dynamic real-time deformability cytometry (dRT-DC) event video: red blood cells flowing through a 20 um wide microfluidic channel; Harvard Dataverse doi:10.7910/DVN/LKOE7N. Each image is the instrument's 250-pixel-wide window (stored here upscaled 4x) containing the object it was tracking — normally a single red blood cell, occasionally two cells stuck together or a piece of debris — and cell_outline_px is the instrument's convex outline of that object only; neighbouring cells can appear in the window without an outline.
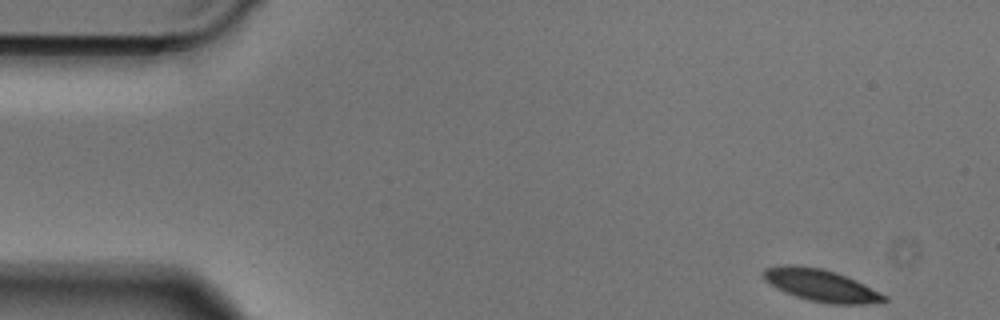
{"species": "Egyptian fruit bat (a non-hibernating species)", "species_latin": "Rousettus aegyptiacus", "temperature_condition": "cold", "stored_images_in_passage": 46, "camera_frame_rate_fps": 3000, "um_per_image_px": 0.085, "animal": {"sex": "male"}, "frame": {"image": 1, "passage_image": 1, "time_ms": 0.0, "image_size_px": [1000, 320], "cell_outline_px": [[888, 300], [864, 304], [828, 304], [808, 300], [784, 292], [776, 288], [764, 280], [764, 268], [784, 264], [788, 264], [824, 268], [836, 272], [856, 280], [888, 296]], "centroid_in_image_um": [69.77, 24.25], "position_along_channel_um": 15.2, "area_um2": 22.66}}
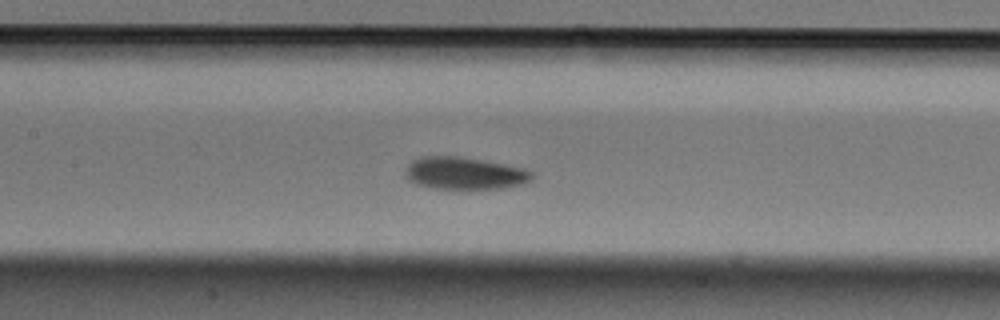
{"frame": {"image": 2, "passage_image": 20, "time_ms": 6.333, "image_size_px": [1000, 320], "cell_outline_px": [[532, 180], [524, 184], [504, 188], [432, 188], [416, 184], [408, 180], [404, 176], [404, 172], [408, 164], [412, 160], [420, 156], [460, 156], [504, 164], [524, 168], [532, 172]], "centroid_in_image_um": [39.45, 14.72], "position_along_channel_um": 167.9, "area_um2": 23.93}}
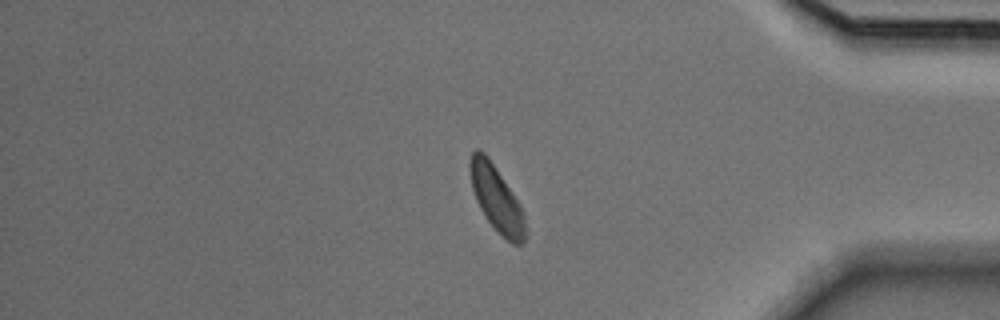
{"frame": {"image": 3, "passage_image": 39, "time_ms": 12.667, "image_size_px": [1000, 320], "cell_outline_px": [[524, 244], [512, 244], [488, 220], [480, 208], [476, 200], [472, 188], [468, 168], [468, 160], [472, 152], [476, 148], [484, 152], [488, 156], [520, 204], [524, 212]], "centroid_in_image_um": [42.16, 16.82], "position_along_channel_um": 393.0, "area_um2": 20.81}}